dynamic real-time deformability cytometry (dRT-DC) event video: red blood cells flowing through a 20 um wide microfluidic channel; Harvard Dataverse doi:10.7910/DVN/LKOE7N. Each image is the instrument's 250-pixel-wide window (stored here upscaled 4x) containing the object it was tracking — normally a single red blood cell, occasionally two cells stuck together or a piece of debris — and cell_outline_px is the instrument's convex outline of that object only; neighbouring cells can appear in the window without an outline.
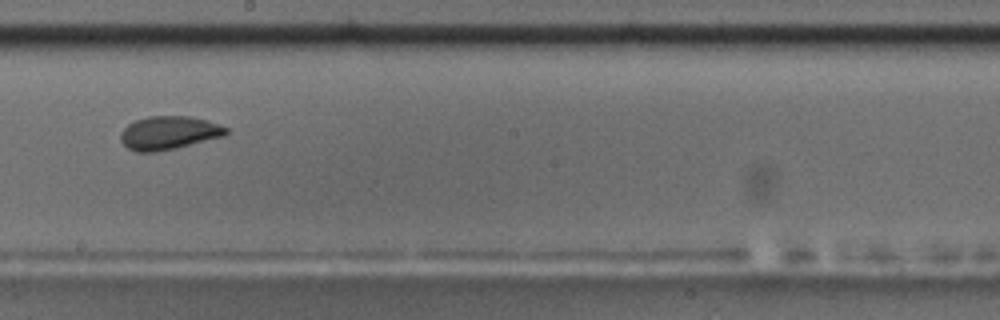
{"species": "common noctule bat (a hibernating species)", "species_latin": "Nyctalus noctula", "temperature_condition": "room temperature", "stored_images_in_passage": 9, "camera_frame_rate_fps": 3000, "um_per_image_px": 0.085, "animal": {"sex": "male", "body_mass_g": 17.5, "forearm_length_mm": 52.3}, "frame": {"image": 1, "passage_image": 9, "time_ms": 2.667, "image_size_px": [1000, 320], "cell_outline_px": [[228, 132], [224, 136], [176, 148], [156, 152], [136, 152], [128, 148], [120, 140], [120, 132], [128, 124], [136, 120], [148, 116], [188, 116], [208, 120], [228, 128]], "centroid_in_image_um": [14.34, 11.29], "position_along_channel_um": 233.9, "area_um2": 20.58}}